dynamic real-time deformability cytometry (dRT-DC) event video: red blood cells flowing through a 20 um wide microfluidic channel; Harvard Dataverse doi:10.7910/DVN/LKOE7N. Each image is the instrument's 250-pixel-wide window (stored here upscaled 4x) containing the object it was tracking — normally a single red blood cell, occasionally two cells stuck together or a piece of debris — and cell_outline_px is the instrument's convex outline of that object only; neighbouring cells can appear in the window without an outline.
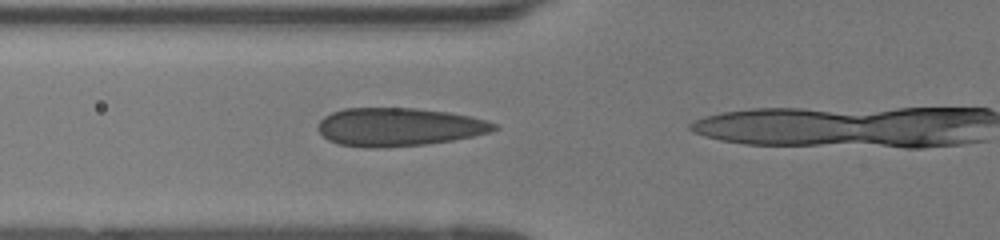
{"species": "human", "species_latin": "Homo sapiens", "temperature_condition": "room temperature", "stored_images_in_passage": 17, "camera_frame_rate_fps": 3000, "um_per_image_px": 0.085, "donor": {"sex": "female"}, "frame": {"image": 1, "passage_image": 16, "time_ms": 5.0, "image_size_px": [1000, 240], "cell_outline_px": [[500, 128], [492, 132], [452, 140], [428, 144], [380, 148], [364, 148], [336, 144], [328, 140], [316, 128], [320, 120], [324, 116], [332, 112], [344, 108], [412, 108], [448, 112], [488, 120], [500, 124]], "centroid_in_image_um": [33.91, 10.8], "position_along_channel_um": 91.9, "area_um2": 39.65}}